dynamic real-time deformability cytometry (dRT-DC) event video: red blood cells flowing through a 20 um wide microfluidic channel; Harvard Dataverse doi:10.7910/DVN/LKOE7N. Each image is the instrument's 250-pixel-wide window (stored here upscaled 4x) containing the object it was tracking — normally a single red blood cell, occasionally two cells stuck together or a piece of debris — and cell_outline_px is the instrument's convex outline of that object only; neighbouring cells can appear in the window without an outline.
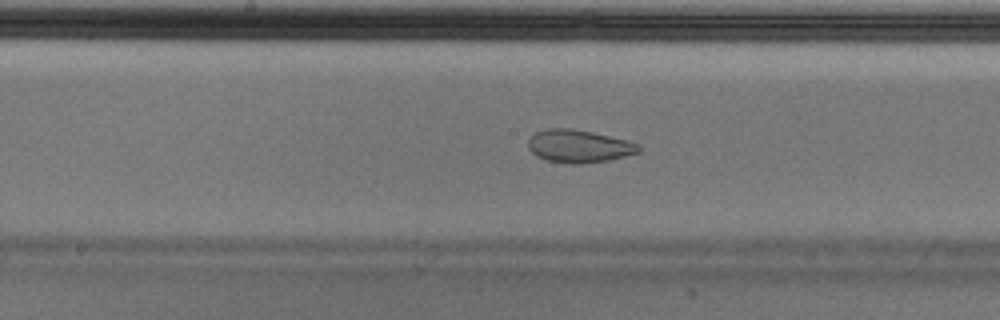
{"species": "Egyptian fruit bat (a non-hibernating species)", "species_latin": "Rousettus aegyptiacus", "temperature_condition": "cold", "stored_images_in_passage": 53, "camera_frame_rate_fps": 3000, "um_per_image_px": 0.085, "animal": {"sex": "male"}, "frame": {"image": 1, "passage_image": 27, "time_ms": 8.667, "image_size_px": [1000, 320], "cell_outline_px": [[640, 152], [608, 160], [580, 164], [572, 164], [548, 160], [536, 156], [528, 148], [528, 140], [536, 132], [544, 128], [572, 128], [592, 132], [628, 140], [640, 144]], "centroid_in_image_um": [49.2, 12.41], "position_along_channel_um": 199.0, "area_um2": 21.15}}
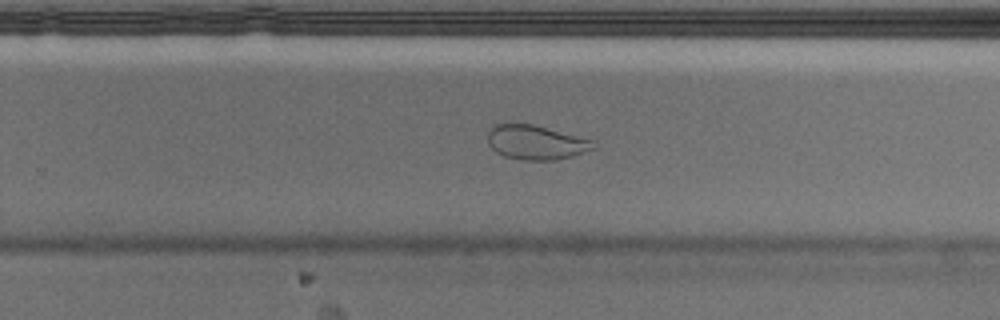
{"frame": {"image": 2, "passage_image": 34, "time_ms": 11.0, "image_size_px": [1000, 320], "cell_outline_px": [[596, 148], [572, 156], [556, 160], [524, 160], [504, 156], [496, 152], [488, 144], [488, 132], [496, 124], [508, 120], [532, 124], [592, 140], [596, 144]], "centroid_in_image_um": [45.5, 12.07], "position_along_channel_um": 284.3, "area_um2": 21.44}, "authors_computed_cell_mechanics": {"area_um2": 25.8366, "velocity_mm_per_s": 3.6754, "shape_relaxation_time_tau1_ms": null, "shape_relaxation_time_tau2_ms": 1.1692, "deformation_change_tau1": null, "deformation_change_tau2": 0.0577}}